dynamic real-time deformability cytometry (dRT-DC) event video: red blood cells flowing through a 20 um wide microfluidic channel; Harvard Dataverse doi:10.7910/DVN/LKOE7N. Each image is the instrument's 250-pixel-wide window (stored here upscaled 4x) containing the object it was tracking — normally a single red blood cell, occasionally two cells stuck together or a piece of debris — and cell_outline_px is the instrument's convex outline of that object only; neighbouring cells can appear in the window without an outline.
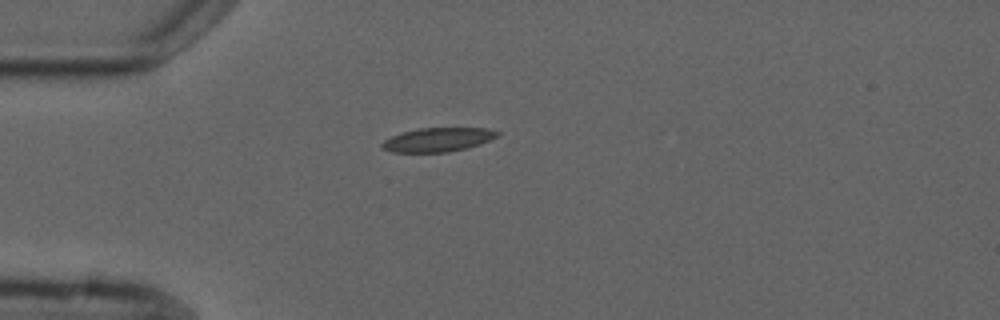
{"species": "common noctule bat (a hibernating species)", "species_latin": "Nyctalus noctula", "temperature_condition": "cold", "stored_images_in_passage": 3, "camera_frame_rate_fps": 3000, "um_per_image_px": 0.085, "animal": {"sex": "male", "forearm_length_mm": 52.5}, "frame": {"image": 1, "passage_image": 1, "time_ms": 0.0, "image_size_px": [1000, 320], "cell_outline_px": [[500, 132], [496, 136], [480, 144], [448, 152], [392, 152], [384, 148], [380, 144], [384, 140], [392, 136], [404, 132], [420, 128], [488, 128]], "centroid_in_image_um": [37.21, 11.87], "position_along_channel_um": 47.8, "area_um2": 15.78}}
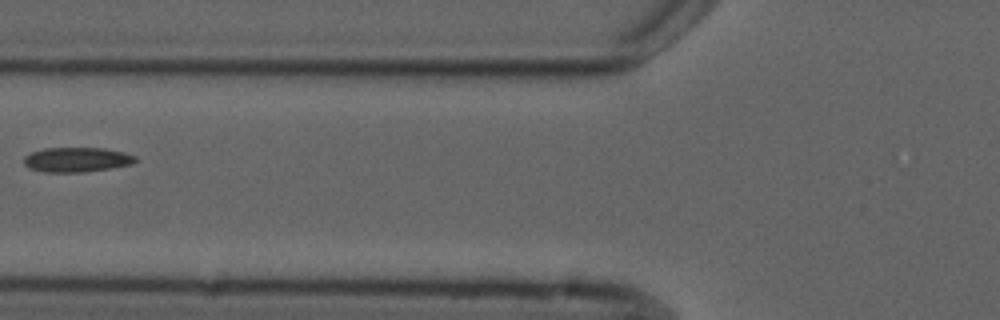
{"frame": {"image": 2, "passage_image": 3, "time_ms": 2.333, "image_size_px": [1000, 320], "cell_outline_px": [[136, 160], [132, 164], [84, 172], [44, 172], [28, 168], [24, 164], [24, 156], [32, 152], [44, 148], [104, 148], [124, 152], [136, 156]], "centroid_in_image_um": [6.5, 13.57], "position_along_channel_um": 119.3, "area_um2": 16.01}}